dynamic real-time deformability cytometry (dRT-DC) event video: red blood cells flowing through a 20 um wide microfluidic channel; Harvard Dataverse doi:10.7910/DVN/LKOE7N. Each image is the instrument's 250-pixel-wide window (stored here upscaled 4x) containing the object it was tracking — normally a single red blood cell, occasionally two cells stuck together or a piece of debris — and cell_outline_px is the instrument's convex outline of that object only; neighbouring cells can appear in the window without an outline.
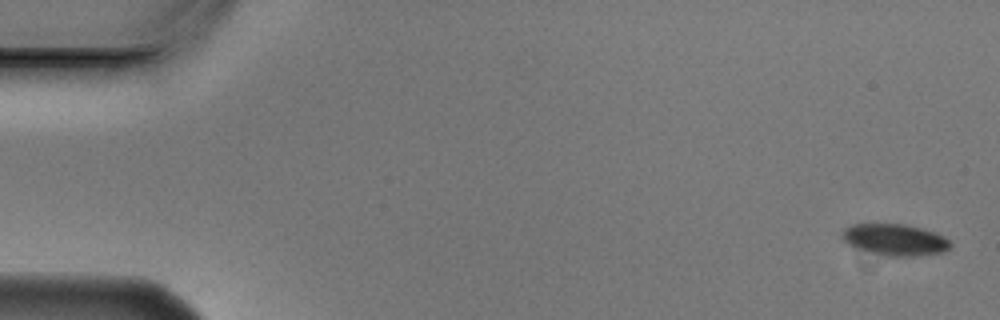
{"species": "Egyptian fruit bat (a non-hibernating species)", "species_latin": "Rousettus aegyptiacus", "temperature_condition": "cold", "stored_images_in_passage": 5, "camera_frame_rate_fps": 3000, "um_per_image_px": 0.085, "animal": {"sex": "male"}, "frame": {"image": 1, "passage_image": 1, "time_ms": 0.0, "image_size_px": [1000, 320], "cell_outline_px": [[952, 244], [944, 252], [916, 256], [884, 256], [852, 248], [840, 236], [844, 228], [852, 224], [904, 224], [924, 228], [936, 232], [944, 236]], "centroid_in_image_um": [76.05, 20.38], "position_along_channel_um": 9.0, "area_um2": 20.23}}